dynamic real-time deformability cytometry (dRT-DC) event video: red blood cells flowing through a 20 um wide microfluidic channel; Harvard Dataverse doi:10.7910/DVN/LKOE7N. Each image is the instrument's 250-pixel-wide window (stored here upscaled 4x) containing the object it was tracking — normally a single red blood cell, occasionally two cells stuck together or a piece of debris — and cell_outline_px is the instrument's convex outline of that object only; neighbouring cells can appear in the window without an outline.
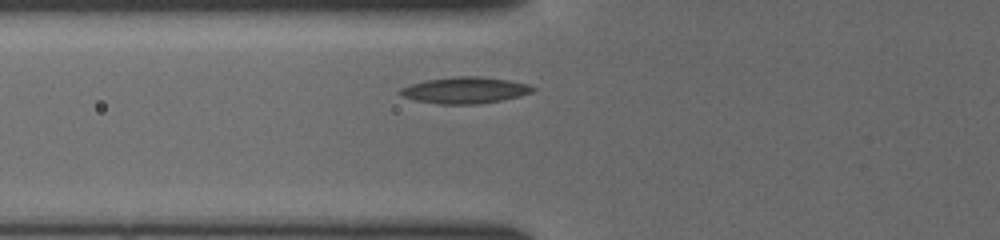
{"species": "common noctule bat (a hibernating species)", "species_latin": "Nyctalus noctula", "temperature_condition": "cold", "stored_images_in_passage": 35, "camera_frame_rate_fps": 3000, "um_per_image_px": 0.085, "animal": {"sex": "female", "body_mass_g": 19.5, "forearm_length_mm": 54.1}, "frame": {"image": 1, "passage_image": 5, "time_ms": 1.333, "image_size_px": [1000, 240], "cell_outline_px": [[536, 88], [532, 92], [520, 96], [500, 100], [476, 104], [440, 104], [416, 100], [404, 96], [396, 92], [400, 88], [412, 84], [428, 80], [452, 76], [476, 76], [508, 80], [528, 84]], "centroid_in_image_um": [39.52, 7.66], "position_along_channel_um": 86.3, "area_um2": 20.17}}
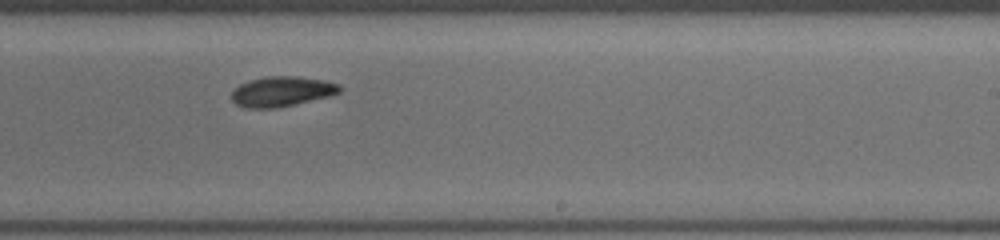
{"frame": {"image": 2, "passage_image": 18, "time_ms": 5.667, "image_size_px": [1000, 240], "cell_outline_px": [[344, 88], [340, 92], [332, 96], [276, 108], [248, 108], [236, 104], [232, 100], [232, 92], [240, 84], [248, 80], [268, 76], [296, 76], [324, 80], [340, 84]], "centroid_in_image_um": [24.0, 7.77], "position_along_channel_um": 265.0, "area_um2": 19.07}}
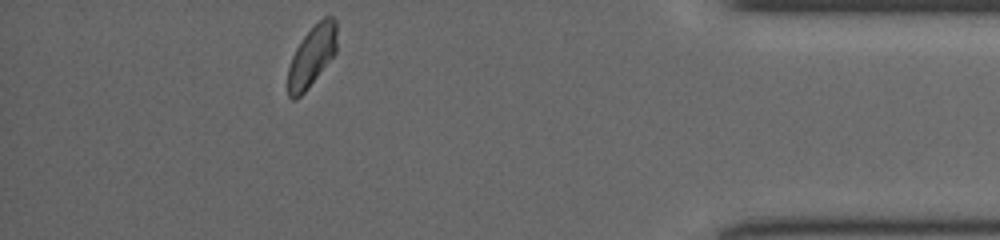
{"frame": {"image": 3, "passage_image": 31, "time_ms": 10.0, "image_size_px": [1000, 240], "cell_outline_px": [[336, 52], [308, 88], [296, 100], [292, 100], [288, 96], [288, 68], [292, 56], [296, 48], [304, 36], [324, 16], [332, 16], [336, 20]], "centroid_in_image_um": [26.5, 4.79], "position_along_channel_um": 408.7, "area_um2": 17.11}}